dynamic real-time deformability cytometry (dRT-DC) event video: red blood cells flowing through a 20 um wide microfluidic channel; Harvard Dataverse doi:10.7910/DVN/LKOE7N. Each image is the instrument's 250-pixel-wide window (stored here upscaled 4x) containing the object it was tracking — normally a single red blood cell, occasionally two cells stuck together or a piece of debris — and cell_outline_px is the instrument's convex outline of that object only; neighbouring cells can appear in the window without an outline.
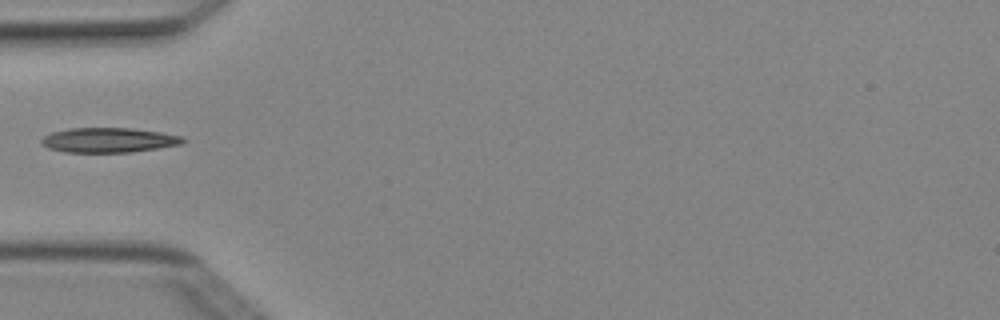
{"species": "Egyptian fruit bat (a non-hibernating species)", "species_latin": "Rousettus aegyptiacus", "temperature_condition": "cold", "stored_images_in_passage": 5, "camera_frame_rate_fps": 3000, "um_per_image_px": 0.085, "animal": {"sex": "female"}, "frame": {"image": 1, "passage_image": 5, "time_ms": 1.333, "image_size_px": [1000, 320], "cell_outline_px": [[188, 140], [180, 144], [132, 152], [64, 152], [48, 148], [40, 144], [40, 140], [44, 136], [52, 132], [68, 128], [132, 128], [160, 132], [184, 136]], "centroid_in_image_um": [9.23, 11.9], "position_along_channel_um": 75.8, "area_um2": 20.52}}